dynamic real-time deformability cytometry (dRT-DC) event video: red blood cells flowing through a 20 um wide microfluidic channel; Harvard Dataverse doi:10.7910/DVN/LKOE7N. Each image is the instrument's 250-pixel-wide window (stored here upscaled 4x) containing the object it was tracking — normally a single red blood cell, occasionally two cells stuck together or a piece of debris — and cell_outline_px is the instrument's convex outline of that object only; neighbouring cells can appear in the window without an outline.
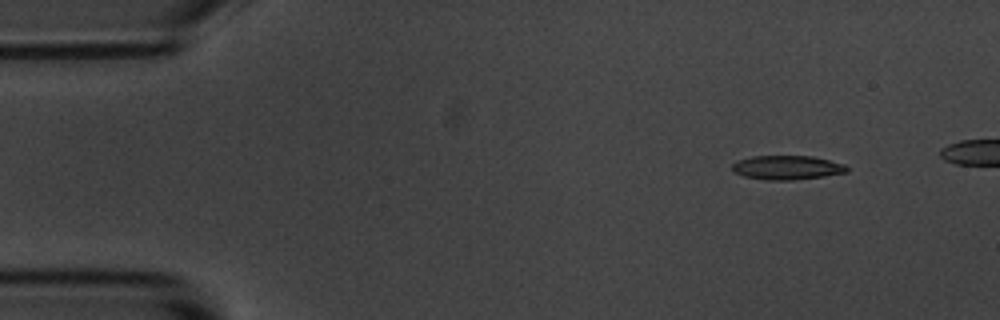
{"species": "common noctule bat (a hibernating species)", "species_latin": "Nyctalus noctula", "temperature_condition": "room temperature", "stored_images_in_passage": 5, "camera_frame_rate_fps": 3000, "um_per_image_px": 0.085, "animal": {"sex": "male", "body_mass_g": 20.1, "forearm_length_mm": 53.5}, "frame": {"image": 1, "passage_image": 1, "time_ms": 0.0, "image_size_px": [1000, 320], "cell_outline_px": [[848, 172], [824, 176], [792, 180], [764, 180], [744, 176], [732, 172], [732, 164], [736, 160], [752, 156], [812, 156], [844, 164], [848, 168]], "centroid_in_image_um": [66.85, 14.24], "position_along_channel_um": 18.1, "area_um2": 16.18}}